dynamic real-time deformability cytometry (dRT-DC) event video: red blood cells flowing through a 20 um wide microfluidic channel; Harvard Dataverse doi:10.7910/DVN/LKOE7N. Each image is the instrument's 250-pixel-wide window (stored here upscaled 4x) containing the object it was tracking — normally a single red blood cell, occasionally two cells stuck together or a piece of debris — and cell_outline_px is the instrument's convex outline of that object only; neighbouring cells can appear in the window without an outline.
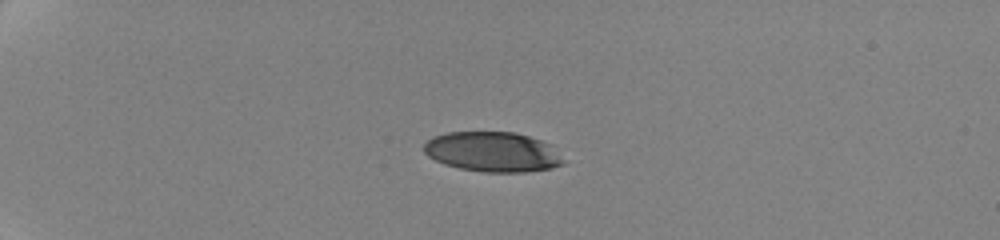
{"species": "human", "species_latin": "Homo sapiens", "temperature_condition": "cold", "stored_images_in_passage": 38, "camera_frame_rate_fps": 3000, "um_per_image_px": 0.085, "donor": {"sex": "female"}, "frame": {"image": 1, "passage_image": 1, "time_ms": 0.0, "image_size_px": [1000, 240], "cell_outline_px": [[564, 164], [552, 168], [524, 172], [484, 172], [460, 168], [444, 164], [428, 156], [424, 152], [424, 144], [432, 136], [448, 132], [516, 132], [552, 144], [564, 160]], "centroid_in_image_um": [41.89, 12.9], "position_along_channel_um": 43.1, "area_um2": 32.6}}
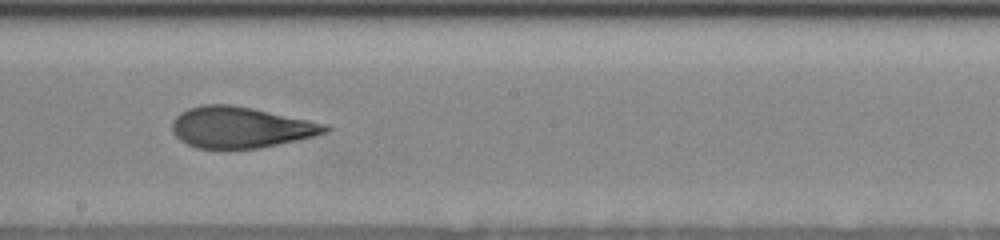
{"frame": {"image": 2, "passage_image": 20, "time_ms": 7.0, "image_size_px": [1000, 240], "cell_outline_px": [[332, 128], [328, 132], [296, 140], [260, 148], [196, 148], [180, 140], [172, 132], [172, 120], [180, 112], [188, 108], [200, 104], [232, 104], [252, 108], [328, 124]], "centroid_in_image_um": [20.43, 10.81], "position_along_channel_um": 227.8, "area_um2": 36.65}}
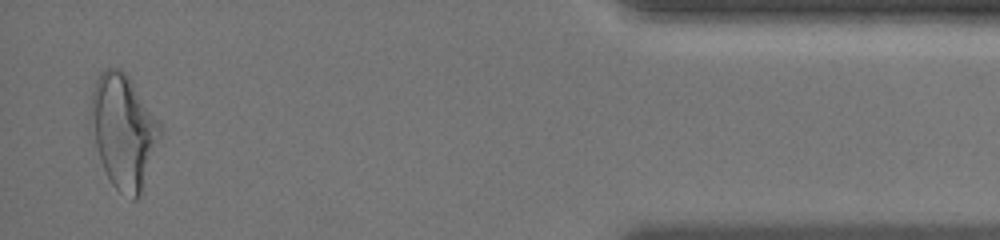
{"frame": {"image": 3, "passage_image": 37, "time_ms": 14.0, "image_size_px": [1000, 240], "cell_outline_px": [[164, 128], [144, 192], [136, 200], [132, 200], [116, 188], [112, 184], [100, 160], [96, 144], [92, 112], [92, 92], [96, 80], [100, 72], [104, 68], [116, 68], [124, 72], [128, 76]], "centroid_in_image_um": [10.58, 11.21], "position_along_channel_um": 424.6, "area_um2": 45.72}, "authors_computed_cell_mechanics": {"area_um2": 36.8475, "velocity_mm_per_s": 3.5337, "shape_relaxation_time_tau1_ms": 5.2378, "shape_relaxation_time_tau2_ms": 1.5154, "deformation_change_tau1": 0.1797, "deformation_change_tau2": 0.091}}